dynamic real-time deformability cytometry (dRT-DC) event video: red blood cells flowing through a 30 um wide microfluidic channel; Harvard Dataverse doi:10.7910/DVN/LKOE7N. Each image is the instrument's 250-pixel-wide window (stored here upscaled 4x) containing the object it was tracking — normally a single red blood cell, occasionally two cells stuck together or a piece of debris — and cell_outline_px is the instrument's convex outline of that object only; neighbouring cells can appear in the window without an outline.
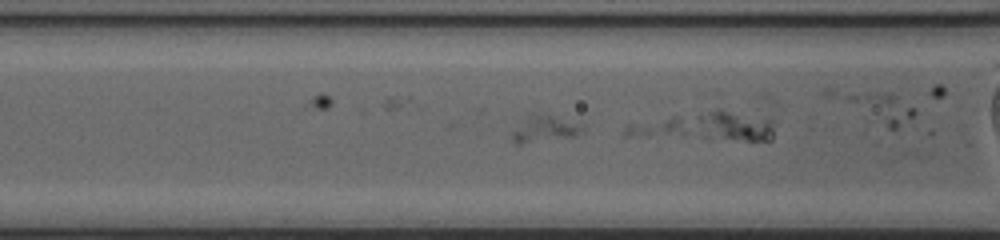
{"species": "common noctule bat (a hibernating species)", "species_latin": "Nyctalus noctula", "temperature_condition": "cold", "stored_images_in_passage": 10, "camera_frame_rate_fps": 3000, "um_per_image_px": 0.085, "animal": {"sex": "female", "body_mass_g": 20.0, "forearm_length_mm": 54.0}, "frame": {"image": 1, "passage_image": 5, "time_ms": 1.333, "image_size_px": [1000, 240], "cell_outline_px": [[584, 132], [576, 136], [520, 144], [516, 144], [512, 140], [512, 132], [528, 116], [552, 116], [580, 120], [584, 124]], "centroid_in_image_um": [46.43, 10.98], "position_along_channel_um": 120.2, "area_um2": 10.81}}